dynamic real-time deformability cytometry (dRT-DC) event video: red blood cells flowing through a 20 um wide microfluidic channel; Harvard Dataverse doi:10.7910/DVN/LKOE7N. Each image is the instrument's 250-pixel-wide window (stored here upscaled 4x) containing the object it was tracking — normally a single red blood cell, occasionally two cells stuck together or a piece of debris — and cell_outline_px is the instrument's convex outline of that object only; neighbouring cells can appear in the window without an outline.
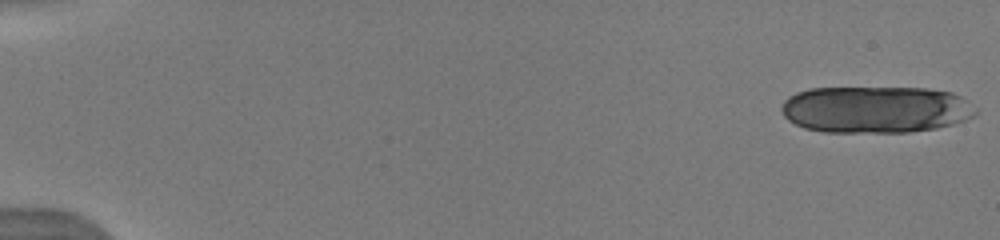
{"species": "human", "species_latin": "Homo sapiens", "temperature_condition": "warm", "stored_images_in_passage": 17, "segment_of_instrument_passage": [1, 2], "camera_frame_rate_fps": 3000, "um_per_image_px": 0.085, "donor": {"sex": "male"}, "frame": {"image": 1, "passage_image": 1, "time_ms": 0.0, "image_size_px": [1000, 240], "cell_outline_px": [[980, 112], [964, 120], [952, 124], [936, 128], [908, 132], [824, 132], [804, 128], [788, 120], [784, 116], [780, 108], [784, 100], [788, 96], [796, 92], [808, 88], [924, 88], [952, 92], [960, 96], [976, 108]], "centroid_in_image_um": [74.4, 9.3], "position_along_channel_um": 10.6, "area_um2": 53.29}}
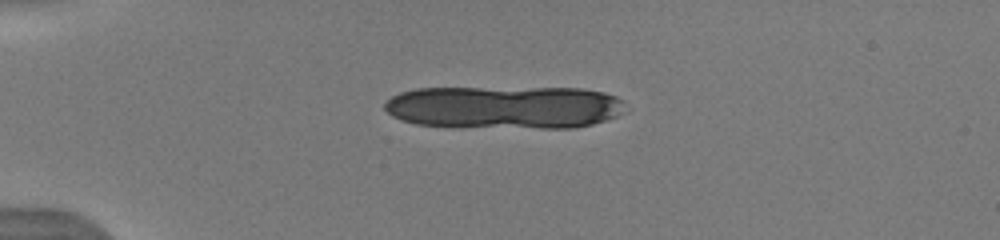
{"frame": {"image": 2, "passage_image": 12, "time_ms": 4.0, "image_size_px": [1000, 240], "cell_outline_px": [[624, 100], [616, 116], [592, 124], [572, 128], [540, 128], [416, 124], [400, 120], [392, 116], [384, 108], [384, 104], [392, 96], [400, 92], [416, 88], [584, 88], [604, 92], [616, 96]], "centroid_in_image_um": [42.86, 9.09], "position_along_channel_um": 42.1, "area_um2": 59.88}}